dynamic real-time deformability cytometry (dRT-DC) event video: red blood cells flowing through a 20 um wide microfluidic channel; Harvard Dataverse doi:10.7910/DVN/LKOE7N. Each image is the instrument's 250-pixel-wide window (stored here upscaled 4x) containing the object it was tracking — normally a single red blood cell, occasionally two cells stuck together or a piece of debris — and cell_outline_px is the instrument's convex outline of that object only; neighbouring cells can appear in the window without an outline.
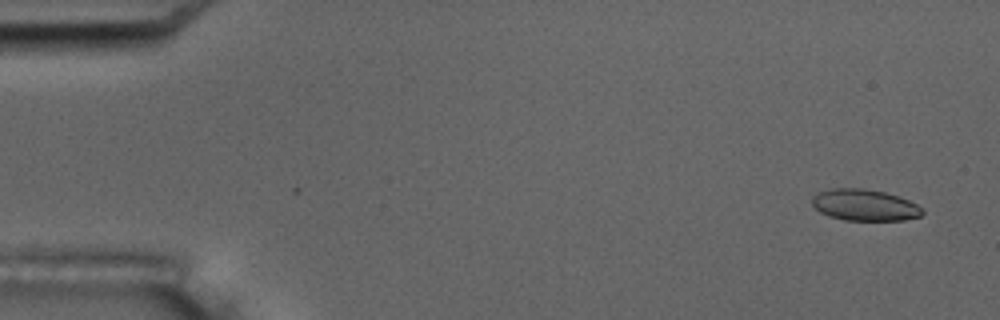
{"species": "common noctule bat (a hibernating species)", "species_latin": "Nyctalus noctula", "temperature_condition": "room temperature", "stored_images_in_passage": 2, "camera_frame_rate_fps": 3000, "um_per_image_px": 0.085, "animal": {"sex": "male", "body_mass_g": 17.5, "forearm_length_mm": 52.3}, "frame": {"image": 1, "passage_image": 2, "time_ms": 1.333, "image_size_px": [1000, 320], "cell_outline_px": [[924, 212], [920, 216], [904, 220], [844, 220], [820, 212], [812, 204], [812, 196], [820, 192], [832, 188], [864, 188], [884, 192], [908, 200], [916, 204]], "centroid_in_image_um": [73.48, 17.42], "position_along_channel_um": 11.5, "area_um2": 19.94}}